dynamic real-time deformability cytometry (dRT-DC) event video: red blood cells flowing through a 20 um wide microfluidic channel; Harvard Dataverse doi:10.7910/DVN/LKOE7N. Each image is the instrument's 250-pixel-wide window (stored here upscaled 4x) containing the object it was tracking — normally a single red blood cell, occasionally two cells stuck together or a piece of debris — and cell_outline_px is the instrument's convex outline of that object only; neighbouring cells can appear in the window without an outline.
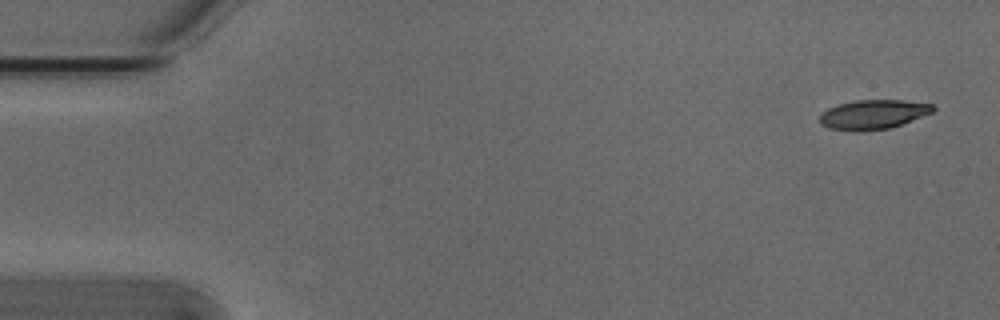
{"species": "Egyptian fruit bat (a non-hibernating species)", "species_latin": "Rousettus aegyptiacus", "temperature_condition": "cold", "stored_images_in_passage": 3, "camera_frame_rate_fps": 3000, "um_per_image_px": 0.085, "animal": {"sex": "male"}, "frame": {"image": 1, "passage_image": 1, "time_ms": 0.0, "image_size_px": [1000, 320], "cell_outline_px": [[936, 108], [932, 112], [900, 124], [888, 128], [860, 132], [852, 132], [828, 128], [820, 124], [820, 116], [828, 108], [840, 104], [856, 100], [900, 100], [932, 104]], "centroid_in_image_um": [74.18, 9.74], "position_along_channel_um": 10.8, "area_um2": 19.25}}